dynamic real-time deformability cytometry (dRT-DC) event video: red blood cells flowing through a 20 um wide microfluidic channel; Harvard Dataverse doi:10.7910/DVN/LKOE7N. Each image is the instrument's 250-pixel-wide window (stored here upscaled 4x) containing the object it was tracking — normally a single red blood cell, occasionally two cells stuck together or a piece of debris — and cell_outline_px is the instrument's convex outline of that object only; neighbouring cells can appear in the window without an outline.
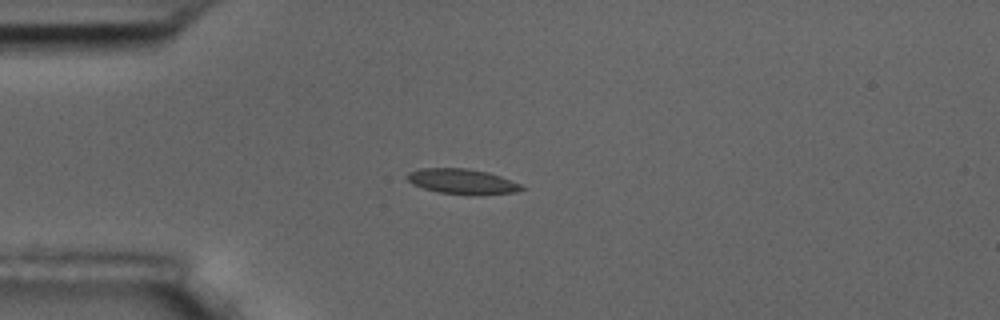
{"species": "common noctule bat (a hibernating species)", "species_latin": "Nyctalus noctula", "temperature_condition": "room temperature", "stored_images_in_passage": 42, "camera_frame_rate_fps": 3000, "um_per_image_px": 0.085, "animal": {"sex": "male", "body_mass_g": 17.5, "forearm_length_mm": 52.3}, "frame": {"image": 1, "passage_image": 1, "time_ms": 0.0, "image_size_px": [1000, 320], "cell_outline_px": [[524, 188], [516, 192], [468, 196], [440, 192], [424, 188], [412, 184], [404, 176], [408, 172], [420, 168], [468, 168], [488, 172], [500, 176], [520, 184]], "centroid_in_image_um": [39.25, 15.43], "position_along_channel_um": 45.7, "area_um2": 16.94}}
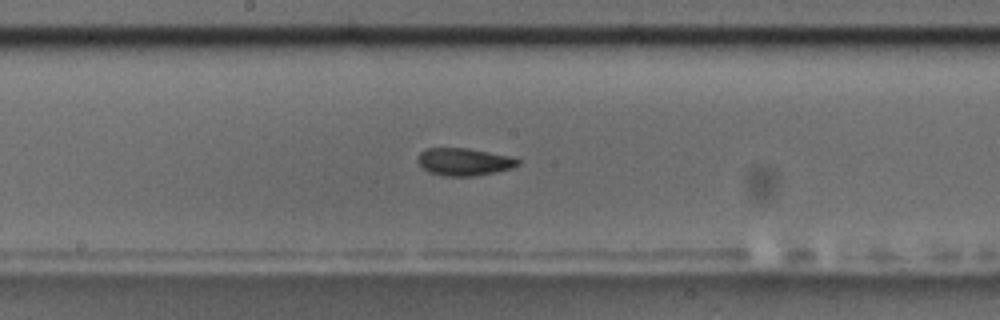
{"frame": {"image": 2, "passage_image": 16, "time_ms": 5.0, "image_size_px": [1000, 320], "cell_outline_px": [[520, 164], [512, 168], [472, 176], [444, 176], [428, 172], [416, 160], [416, 156], [420, 152], [428, 148], [468, 148], [512, 156], [520, 160]], "centroid_in_image_um": [39.43, 13.74], "position_along_channel_um": 208.8, "area_um2": 16.07}}
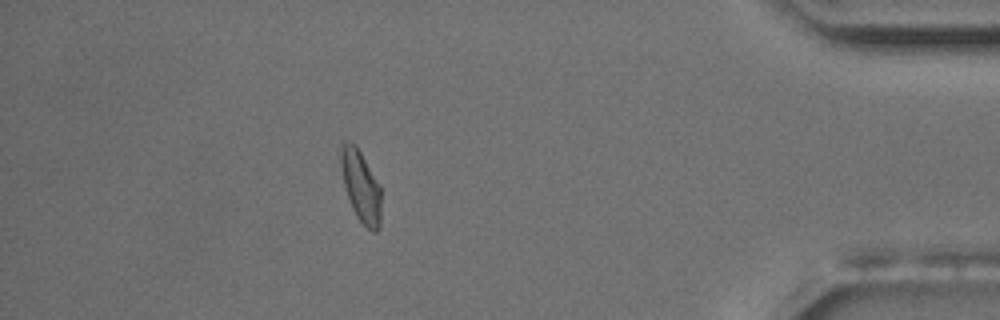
{"frame": {"image": 3, "passage_image": 36, "time_ms": 11.667, "image_size_px": [1000, 320], "cell_outline_px": [[380, 228], [376, 232], [372, 232], [356, 216], [352, 208], [344, 188], [340, 168], [340, 140], [344, 140], [356, 144], [380, 184]], "centroid_in_image_um": [30.64, 15.77], "position_along_channel_um": 404.6, "area_um2": 17.17}, "authors_computed_cell_mechanics": {"area_um2": 16.0395, "velocity_mm_per_s": 3.6193, "shape_relaxation_time_tau1_ms": 2.8711, "shape_relaxation_time_tau2_ms": 1.4726, "deformation_change_tau1": 0.1557, "deformation_change_tau2": 0.083}}